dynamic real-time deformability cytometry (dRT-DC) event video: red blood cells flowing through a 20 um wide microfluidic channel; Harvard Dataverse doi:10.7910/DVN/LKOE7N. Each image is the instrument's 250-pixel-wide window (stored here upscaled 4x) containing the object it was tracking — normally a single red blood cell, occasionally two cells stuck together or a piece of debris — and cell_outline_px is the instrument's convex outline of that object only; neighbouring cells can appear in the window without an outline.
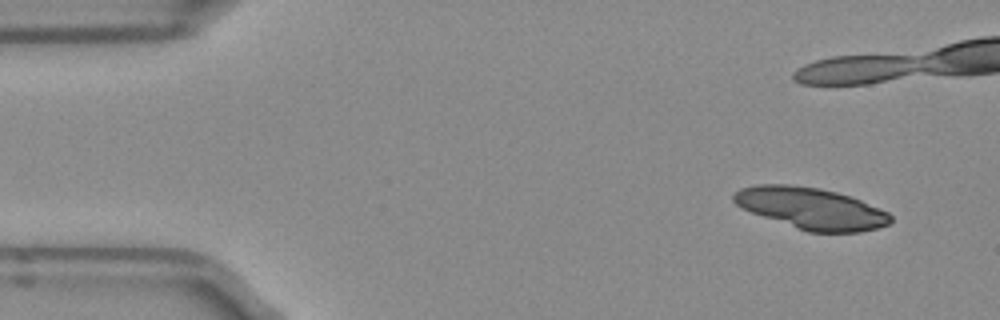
{"species": "Egyptian fruit bat (a non-hibernating species)", "species_latin": "Rousettus aegyptiacus", "temperature_condition": "room temperature", "stored_images_in_passage": 6, "camera_frame_rate_fps": 3000, "um_per_image_px": 0.085, "frame": {"image": 1, "passage_image": 1, "time_ms": 0.0, "image_size_px": [1000, 320], "cell_outline_px": [[892, 220], [888, 224], [876, 228], [860, 232], [808, 232], [740, 208], [732, 200], [732, 196], [740, 188], [756, 184], [788, 184], [820, 188], [852, 196], [888, 212], [892, 216]], "centroid_in_image_um": [68.94, 17.7], "position_along_channel_um": 16.1, "area_um2": 37.86}}
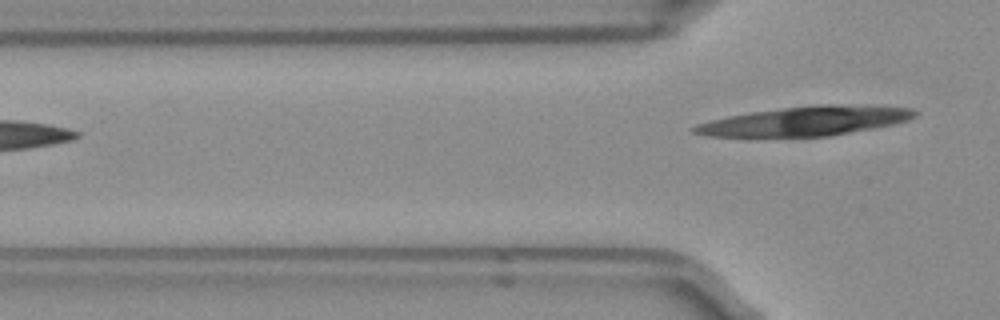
{"frame": {"image": 2, "passage_image": 6, "time_ms": 1.667, "image_size_px": [1000, 320], "cell_outline_px": [[920, 112], [916, 116], [908, 120], [876, 128], [828, 136], [708, 136], [692, 132], [688, 128], [696, 124], [728, 116], [748, 112], [816, 104], [864, 104], [912, 108]], "centroid_in_image_um": [68.52, 10.27], "position_along_channel_um": 57.3, "area_um2": 37.97}}